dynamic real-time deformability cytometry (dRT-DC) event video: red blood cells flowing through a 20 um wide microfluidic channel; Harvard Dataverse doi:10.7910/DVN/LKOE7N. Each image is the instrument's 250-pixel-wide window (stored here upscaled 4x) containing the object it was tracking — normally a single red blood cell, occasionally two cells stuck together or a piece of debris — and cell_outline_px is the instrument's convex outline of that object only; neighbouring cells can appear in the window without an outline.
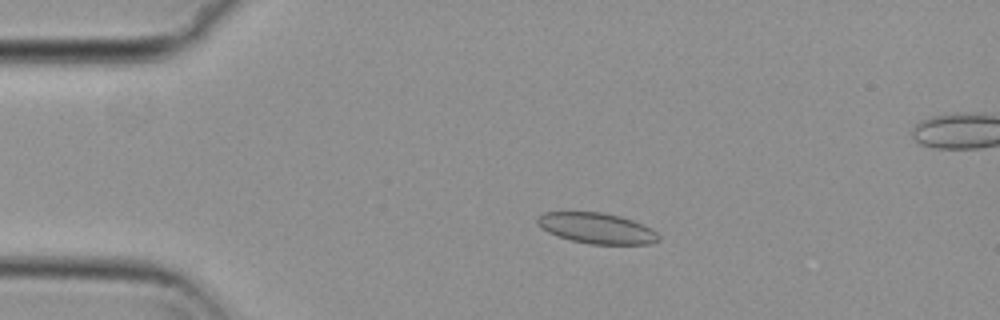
{"species": "common noctule bat (a hibernating species)", "species_latin": "Nyctalus noctula", "temperature_condition": "cold", "stored_images_in_passage": 50, "segment_of_instrument_passage": [1, 2], "camera_frame_rate_fps": 3000, "um_per_image_px": 0.085, "animal": {"sex": "female", "body_mass_g": 29.2, "forearm_length_mm": 56.3}, "frame": {"image": 1, "passage_image": 5, "time_ms": 1.333, "image_size_px": [1000, 320], "cell_outline_px": [[660, 240], [652, 244], [588, 244], [556, 236], [540, 228], [536, 224], [536, 216], [544, 212], [604, 212], [620, 216], [632, 220], [652, 228], [660, 236]], "centroid_in_image_um": [50.7, 19.4], "position_along_channel_um": 34.3, "area_um2": 21.96}}
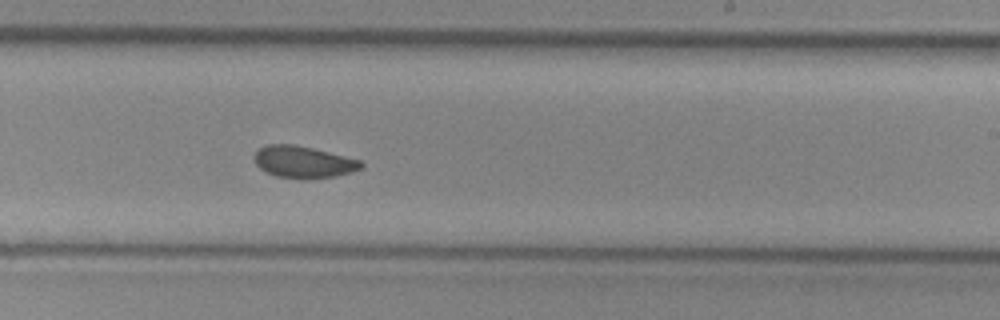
{"frame": {"image": 2, "passage_image": 27, "time_ms": 8.667, "image_size_px": [1000, 320], "cell_outline_px": [[364, 168], [352, 172], [336, 176], [308, 180], [276, 176], [264, 172], [256, 164], [252, 156], [260, 148], [268, 144], [292, 144], [312, 148], [360, 160], [364, 164]], "centroid_in_image_um": [25.78, 13.79], "position_along_channel_um": 263.2, "area_um2": 20.06}}
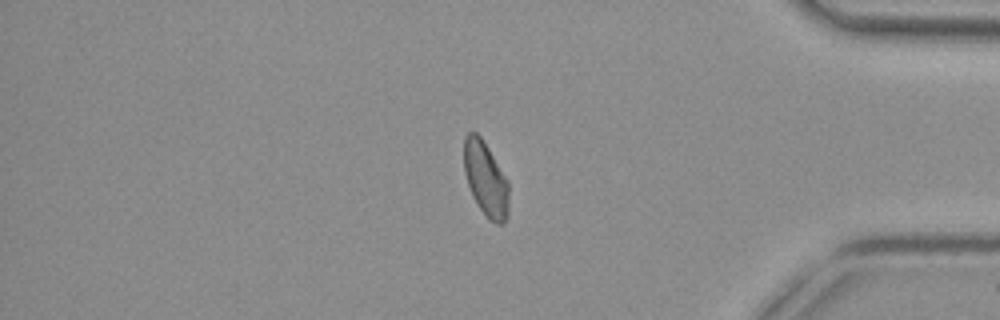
{"frame": {"image": 3, "passage_image": 40, "time_ms": 13.0, "image_size_px": [1000, 320], "cell_outline_px": [[508, 216], [504, 224], [496, 224], [488, 220], [472, 196], [464, 172], [464, 136], [468, 132], [476, 132], [480, 136], [488, 148], [508, 180]], "centroid_in_image_um": [41.28, 15.24], "position_along_channel_um": 393.9, "area_um2": 19.54}}